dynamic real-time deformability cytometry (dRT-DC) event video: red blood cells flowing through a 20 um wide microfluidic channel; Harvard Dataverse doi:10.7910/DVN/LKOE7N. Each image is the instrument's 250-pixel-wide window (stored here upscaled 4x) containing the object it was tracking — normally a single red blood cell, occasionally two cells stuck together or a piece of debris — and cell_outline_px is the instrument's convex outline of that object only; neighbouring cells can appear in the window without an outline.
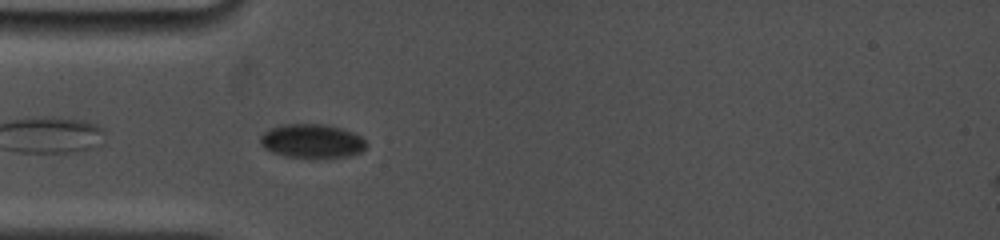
{"species": "common noctule bat (a hibernating species)", "species_latin": "Nyctalus noctula", "temperature_condition": "cold", "stored_images_in_passage": 22, "camera_frame_rate_fps": 5000, "um_per_image_px": 0.085, "animal": {"sex": "female", "body_mass_g": 19.0, "forearm_length_mm": 53.3}, "frame": {"image": 1, "passage_image": 5, "time_ms": 0.8, "image_size_px": [1000, 240], "cell_outline_px": [[368, 144], [360, 152], [348, 156], [288, 156], [272, 152], [264, 148], [260, 144], [260, 136], [264, 132], [272, 128], [284, 124], [324, 124], [340, 128], [352, 132], [360, 136]], "centroid_in_image_um": [26.5, 11.96], "position_along_channel_um": 58.5, "area_um2": 20.4}}
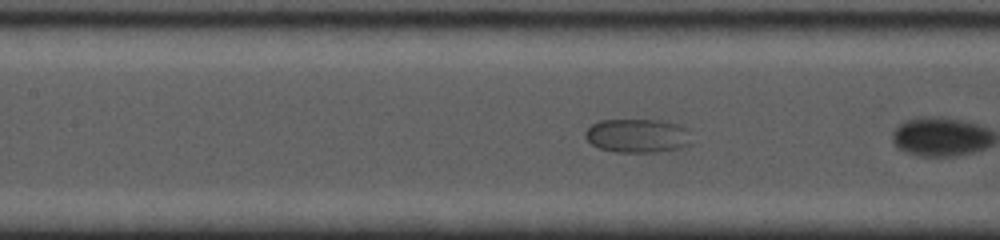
{"frame": {"image": 2, "passage_image": 15, "time_ms": 2.8, "image_size_px": [1000, 240], "cell_outline_px": [[692, 144], [680, 148], [656, 152], [616, 152], [600, 148], [592, 144], [584, 136], [584, 132], [592, 124], [600, 120], [664, 120], [680, 124], [688, 128]], "centroid_in_image_um": [54.23, 11.53], "position_along_channel_um": 153.2, "area_um2": 21.21}}
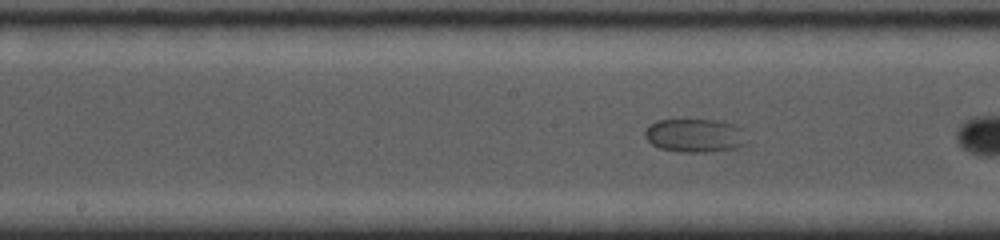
{"frame": {"image": 3, "passage_image": 20, "time_ms": 3.8, "image_size_px": [1000, 240], "cell_outline_px": [[748, 144], [736, 148], [704, 152], [680, 152], [660, 148], [652, 144], [644, 136], [644, 132], [648, 124], [656, 120], [720, 120], [744, 128]], "centroid_in_image_um": [59.09, 11.51], "position_along_channel_um": 189.1, "area_um2": 20.23}}